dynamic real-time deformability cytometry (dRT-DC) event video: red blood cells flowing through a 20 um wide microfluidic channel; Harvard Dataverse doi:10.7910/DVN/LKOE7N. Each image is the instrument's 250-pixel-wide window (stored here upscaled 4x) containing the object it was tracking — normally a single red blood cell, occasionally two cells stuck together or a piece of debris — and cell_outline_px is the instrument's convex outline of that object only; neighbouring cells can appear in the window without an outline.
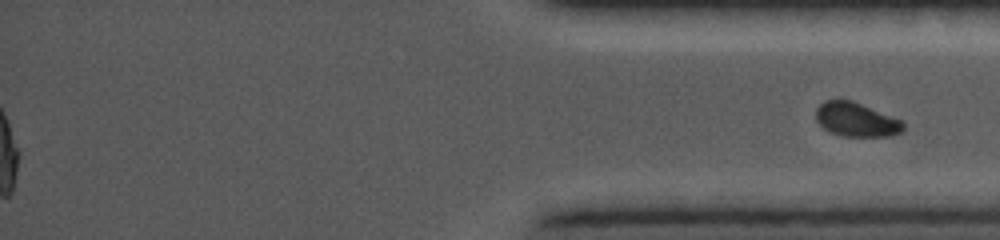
{"species": "common noctule bat (a hibernating species)", "species_latin": "Nyctalus noctula", "temperature_condition": "cold", "stored_images_in_passage": 21, "segment_of_instrument_passage": [2, 2], "camera_frame_rate_fps": 5000, "um_per_image_px": 0.085, "animal": {"sex": "female", "body_mass_g": 19.0, "forearm_length_mm": 56.7}, "frame": {"image": 1, "passage_image": 21, "time_ms": 15.8, "image_size_px": [1000, 240], "cell_outline_px": [[904, 128], [900, 132], [888, 136], [844, 136], [832, 132], [824, 128], [816, 120], [816, 108], [824, 100], [852, 100], [904, 120]], "centroid_in_image_um": [72.8, 10.15], "position_along_channel_um": 362.4, "area_um2": 17.34}}